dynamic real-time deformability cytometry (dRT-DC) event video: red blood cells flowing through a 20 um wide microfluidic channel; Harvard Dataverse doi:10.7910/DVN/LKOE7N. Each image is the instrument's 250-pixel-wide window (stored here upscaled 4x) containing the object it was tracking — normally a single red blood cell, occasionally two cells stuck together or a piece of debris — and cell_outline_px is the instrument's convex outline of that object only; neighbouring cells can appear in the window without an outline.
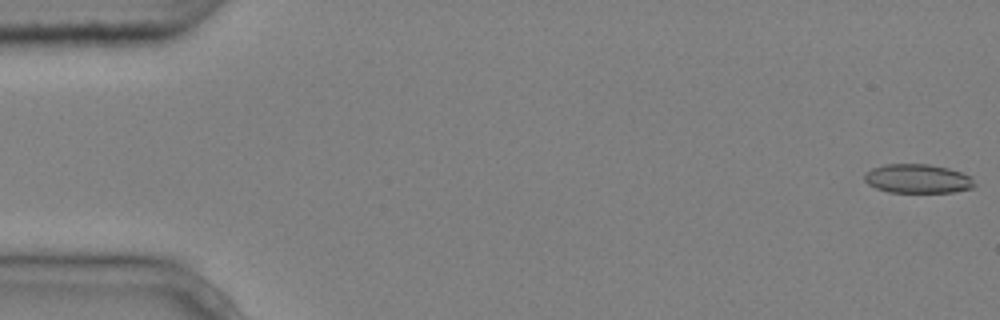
{"species": "common noctule bat (a hibernating species)", "species_latin": "Nyctalus noctula", "temperature_condition": "cold", "stored_images_in_passage": 5, "camera_frame_rate_fps": 3000, "um_per_image_px": 0.085, "animal": {"sex": "male", "body_mass_g": 20.4}, "frame": {"image": 1, "passage_image": 1, "time_ms": 0.0, "image_size_px": [1000, 320], "cell_outline_px": [[976, 184], [972, 188], [952, 192], [888, 192], [876, 188], [868, 184], [864, 180], [864, 176], [872, 168], [884, 164], [928, 164], [948, 168], [972, 176]], "centroid_in_image_um": [78.01, 15.19], "position_along_channel_um": 7.0, "area_um2": 18.61}}
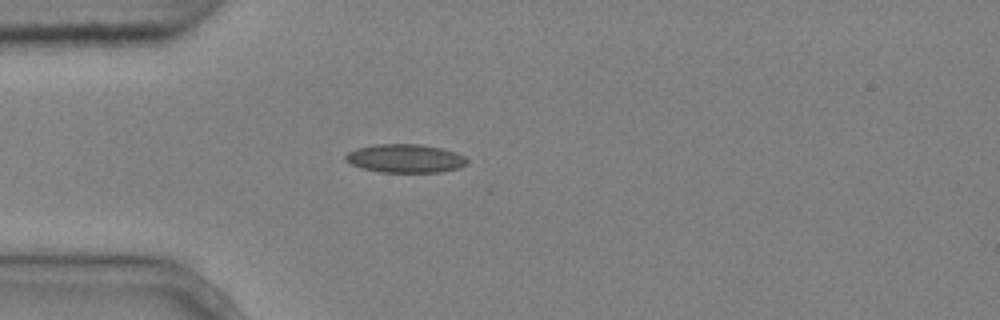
{"frame": {"image": 2, "passage_image": 4, "time_ms": 1.0, "image_size_px": [1000, 320], "cell_outline_px": [[468, 164], [460, 168], [440, 172], [380, 172], [360, 168], [344, 160], [344, 156], [348, 152], [356, 148], [376, 144], [420, 144], [440, 148], [456, 152], [464, 156], [468, 160]], "centroid_in_image_um": [34.44, 13.47], "position_along_channel_um": 50.6, "area_um2": 20.35}}